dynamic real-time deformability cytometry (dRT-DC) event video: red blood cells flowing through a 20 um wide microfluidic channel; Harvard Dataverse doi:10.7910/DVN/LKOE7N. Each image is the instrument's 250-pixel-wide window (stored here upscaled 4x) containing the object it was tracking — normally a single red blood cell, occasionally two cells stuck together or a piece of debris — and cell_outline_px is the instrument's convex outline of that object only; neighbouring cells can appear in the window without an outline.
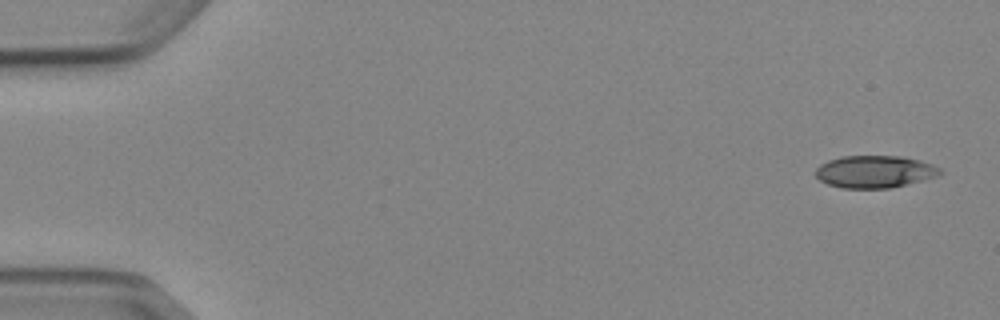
{"species": "Egyptian fruit bat (a non-hibernating species)", "species_latin": "Rousettus aegyptiacus", "temperature_condition": "cold", "stored_images_in_passage": 5, "camera_frame_rate_fps": 3000, "um_per_image_px": 0.085, "animal": {"sex": "female"}, "frame": {"image": 1, "passage_image": 1, "time_ms": 0.0, "image_size_px": [1000, 320], "cell_outline_px": [[944, 172], [936, 176], [924, 180], [888, 188], [840, 188], [828, 184], [820, 180], [816, 176], [816, 168], [820, 164], [828, 160], [840, 156], [900, 156], [920, 160], [932, 164], [940, 168]], "centroid_in_image_um": [74.35, 14.58], "position_along_channel_um": 10.7, "area_um2": 23.47}}
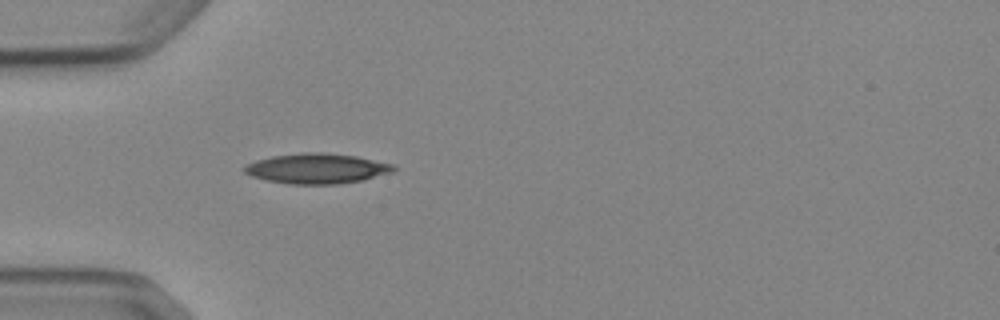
{"frame": {"image": 2, "passage_image": 5, "time_ms": 4.667, "image_size_px": [1000, 320], "cell_outline_px": [[396, 172], [364, 180], [336, 184], [288, 184], [264, 180], [252, 176], [244, 172], [244, 164], [256, 160], [272, 156], [304, 152], [320, 152], [356, 156], [392, 164], [396, 168]], "centroid_in_image_um": [26.94, 14.33], "position_along_channel_um": 58.1, "area_um2": 26.41}}